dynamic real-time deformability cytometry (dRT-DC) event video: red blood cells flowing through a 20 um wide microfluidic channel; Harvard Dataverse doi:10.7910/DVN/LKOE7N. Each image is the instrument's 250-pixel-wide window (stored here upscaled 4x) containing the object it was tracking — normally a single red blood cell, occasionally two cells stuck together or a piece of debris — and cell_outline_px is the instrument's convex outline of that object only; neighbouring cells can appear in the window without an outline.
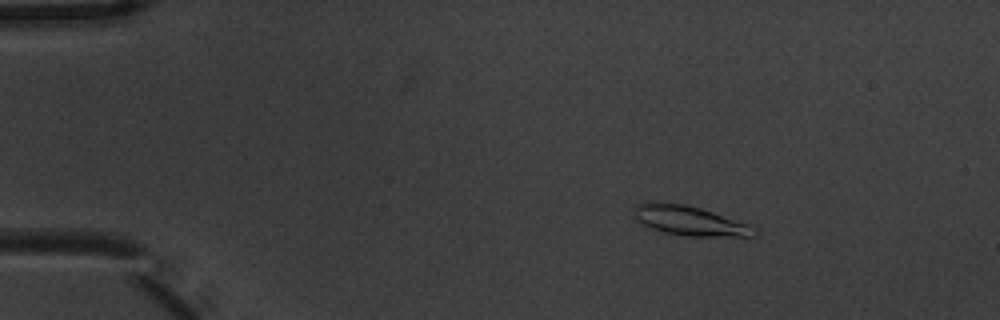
{"species": "common noctule bat (a hibernating species)", "species_latin": "Nyctalus noctula", "temperature_condition": "warm", "stored_images_in_passage": 6, "camera_frame_rate_fps": 3000, "um_per_image_px": 0.085, "animal": {"sex": "male", "body_mass_g": 20.1, "forearm_length_mm": 53.5}, "frame": {"image": 1, "passage_image": 3, "time_ms": 0.667, "image_size_px": [1000, 320], "cell_outline_px": [[756, 236], [688, 236], [664, 232], [640, 224], [636, 216], [636, 208], [640, 204], [648, 200], [684, 204], [700, 208], [748, 224], [756, 232]], "centroid_in_image_um": [58.58, 18.75], "position_along_channel_um": 26.4, "area_um2": 20.35}}